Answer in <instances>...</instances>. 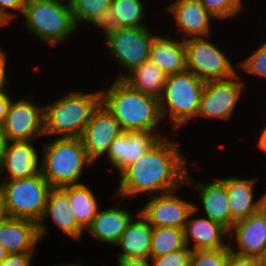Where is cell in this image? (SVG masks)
<instances>
[{
	"label": "cell",
	"mask_w": 266,
	"mask_h": 266,
	"mask_svg": "<svg viewBox=\"0 0 266 266\" xmlns=\"http://www.w3.org/2000/svg\"><path fill=\"white\" fill-rule=\"evenodd\" d=\"M31 141H8L0 168V180L27 178L41 169V147ZM40 150V151H39Z\"/></svg>",
	"instance_id": "cell-18"
},
{
	"label": "cell",
	"mask_w": 266,
	"mask_h": 266,
	"mask_svg": "<svg viewBox=\"0 0 266 266\" xmlns=\"http://www.w3.org/2000/svg\"><path fill=\"white\" fill-rule=\"evenodd\" d=\"M213 35L184 40L187 70L204 82L226 80L238 74V61L230 60L224 49L213 42ZM212 37V38H211ZM212 39V41H211ZM237 62V63H236Z\"/></svg>",
	"instance_id": "cell-9"
},
{
	"label": "cell",
	"mask_w": 266,
	"mask_h": 266,
	"mask_svg": "<svg viewBox=\"0 0 266 266\" xmlns=\"http://www.w3.org/2000/svg\"><path fill=\"white\" fill-rule=\"evenodd\" d=\"M160 139L153 131H123L113 140L102 161H107V166L118 175L143 157Z\"/></svg>",
	"instance_id": "cell-15"
},
{
	"label": "cell",
	"mask_w": 266,
	"mask_h": 266,
	"mask_svg": "<svg viewBox=\"0 0 266 266\" xmlns=\"http://www.w3.org/2000/svg\"><path fill=\"white\" fill-rule=\"evenodd\" d=\"M146 4L148 2L145 0H112L109 15L103 28L150 26V22H145L149 16L152 17L148 14L147 10L150 8Z\"/></svg>",
	"instance_id": "cell-27"
},
{
	"label": "cell",
	"mask_w": 266,
	"mask_h": 266,
	"mask_svg": "<svg viewBox=\"0 0 266 266\" xmlns=\"http://www.w3.org/2000/svg\"><path fill=\"white\" fill-rule=\"evenodd\" d=\"M262 263H263V266H266V253H265L264 257L262 258Z\"/></svg>",
	"instance_id": "cell-47"
},
{
	"label": "cell",
	"mask_w": 266,
	"mask_h": 266,
	"mask_svg": "<svg viewBox=\"0 0 266 266\" xmlns=\"http://www.w3.org/2000/svg\"><path fill=\"white\" fill-rule=\"evenodd\" d=\"M27 0H0V21L8 28L21 16Z\"/></svg>",
	"instance_id": "cell-35"
},
{
	"label": "cell",
	"mask_w": 266,
	"mask_h": 266,
	"mask_svg": "<svg viewBox=\"0 0 266 266\" xmlns=\"http://www.w3.org/2000/svg\"><path fill=\"white\" fill-rule=\"evenodd\" d=\"M219 177L225 185L231 210L232 227L234 223L244 220L257 212L259 196L256 198V187L258 178H243L239 174H231Z\"/></svg>",
	"instance_id": "cell-22"
},
{
	"label": "cell",
	"mask_w": 266,
	"mask_h": 266,
	"mask_svg": "<svg viewBox=\"0 0 266 266\" xmlns=\"http://www.w3.org/2000/svg\"><path fill=\"white\" fill-rule=\"evenodd\" d=\"M264 123V126H263V129L260 128V133L258 134V138L257 139V142H255V145L258 147L256 149H260V153H261V150L262 152L265 153V156H266V122H263Z\"/></svg>",
	"instance_id": "cell-41"
},
{
	"label": "cell",
	"mask_w": 266,
	"mask_h": 266,
	"mask_svg": "<svg viewBox=\"0 0 266 266\" xmlns=\"http://www.w3.org/2000/svg\"><path fill=\"white\" fill-rule=\"evenodd\" d=\"M170 4V5H169ZM163 13H158L162 16L169 15L171 18L169 22H174L175 27L172 36H177L182 40L193 37H207L213 35L211 32L215 29L212 28L215 18L205 9L199 0H173ZM166 11V12H165ZM214 20V21H213ZM177 33V34H176Z\"/></svg>",
	"instance_id": "cell-12"
},
{
	"label": "cell",
	"mask_w": 266,
	"mask_h": 266,
	"mask_svg": "<svg viewBox=\"0 0 266 266\" xmlns=\"http://www.w3.org/2000/svg\"><path fill=\"white\" fill-rule=\"evenodd\" d=\"M7 138L5 136V133L2 129V127H0V168L3 162V158H4V153L6 150V146H7Z\"/></svg>",
	"instance_id": "cell-43"
},
{
	"label": "cell",
	"mask_w": 266,
	"mask_h": 266,
	"mask_svg": "<svg viewBox=\"0 0 266 266\" xmlns=\"http://www.w3.org/2000/svg\"><path fill=\"white\" fill-rule=\"evenodd\" d=\"M205 9L219 22L241 18L248 9L244 0H199Z\"/></svg>",
	"instance_id": "cell-31"
},
{
	"label": "cell",
	"mask_w": 266,
	"mask_h": 266,
	"mask_svg": "<svg viewBox=\"0 0 266 266\" xmlns=\"http://www.w3.org/2000/svg\"><path fill=\"white\" fill-rule=\"evenodd\" d=\"M231 251L262 259L266 253L265 220L256 212L244 220L234 223L229 231Z\"/></svg>",
	"instance_id": "cell-19"
},
{
	"label": "cell",
	"mask_w": 266,
	"mask_h": 266,
	"mask_svg": "<svg viewBox=\"0 0 266 266\" xmlns=\"http://www.w3.org/2000/svg\"><path fill=\"white\" fill-rule=\"evenodd\" d=\"M169 32L171 30L164 32V28L163 32L160 31L153 39L149 53V60L155 63L167 76L187 70L184 40L177 36L172 37Z\"/></svg>",
	"instance_id": "cell-24"
},
{
	"label": "cell",
	"mask_w": 266,
	"mask_h": 266,
	"mask_svg": "<svg viewBox=\"0 0 266 266\" xmlns=\"http://www.w3.org/2000/svg\"><path fill=\"white\" fill-rule=\"evenodd\" d=\"M178 134L173 132L161 138L143 157L123 169L115 177L118 183L112 199L121 203L127 200L123 202L127 206L131 198L151 197L185 187L191 163L184 153L186 149L181 148L182 141L173 137Z\"/></svg>",
	"instance_id": "cell-1"
},
{
	"label": "cell",
	"mask_w": 266,
	"mask_h": 266,
	"mask_svg": "<svg viewBox=\"0 0 266 266\" xmlns=\"http://www.w3.org/2000/svg\"><path fill=\"white\" fill-rule=\"evenodd\" d=\"M49 139L39 145L43 177L52 187L84 183V172L97 165L89 159L81 137Z\"/></svg>",
	"instance_id": "cell-5"
},
{
	"label": "cell",
	"mask_w": 266,
	"mask_h": 266,
	"mask_svg": "<svg viewBox=\"0 0 266 266\" xmlns=\"http://www.w3.org/2000/svg\"><path fill=\"white\" fill-rule=\"evenodd\" d=\"M183 230L186 246L192 251L217 249L229 245V231L218 222L202 217L194 209L189 213Z\"/></svg>",
	"instance_id": "cell-20"
},
{
	"label": "cell",
	"mask_w": 266,
	"mask_h": 266,
	"mask_svg": "<svg viewBox=\"0 0 266 266\" xmlns=\"http://www.w3.org/2000/svg\"><path fill=\"white\" fill-rule=\"evenodd\" d=\"M226 266H263L262 259L230 252Z\"/></svg>",
	"instance_id": "cell-37"
},
{
	"label": "cell",
	"mask_w": 266,
	"mask_h": 266,
	"mask_svg": "<svg viewBox=\"0 0 266 266\" xmlns=\"http://www.w3.org/2000/svg\"><path fill=\"white\" fill-rule=\"evenodd\" d=\"M8 89L9 87L0 89V127L3 126L10 102L12 101L13 97H15V94L11 96L12 93L10 92V89Z\"/></svg>",
	"instance_id": "cell-39"
},
{
	"label": "cell",
	"mask_w": 266,
	"mask_h": 266,
	"mask_svg": "<svg viewBox=\"0 0 266 266\" xmlns=\"http://www.w3.org/2000/svg\"><path fill=\"white\" fill-rule=\"evenodd\" d=\"M122 80L142 93L160 98L167 80V75L150 60L132 69Z\"/></svg>",
	"instance_id": "cell-28"
},
{
	"label": "cell",
	"mask_w": 266,
	"mask_h": 266,
	"mask_svg": "<svg viewBox=\"0 0 266 266\" xmlns=\"http://www.w3.org/2000/svg\"><path fill=\"white\" fill-rule=\"evenodd\" d=\"M116 264V266H151L150 259L138 257L116 259Z\"/></svg>",
	"instance_id": "cell-40"
},
{
	"label": "cell",
	"mask_w": 266,
	"mask_h": 266,
	"mask_svg": "<svg viewBox=\"0 0 266 266\" xmlns=\"http://www.w3.org/2000/svg\"><path fill=\"white\" fill-rule=\"evenodd\" d=\"M52 188L41 171L27 178L0 180L8 217L25 218L38 223Z\"/></svg>",
	"instance_id": "cell-8"
},
{
	"label": "cell",
	"mask_w": 266,
	"mask_h": 266,
	"mask_svg": "<svg viewBox=\"0 0 266 266\" xmlns=\"http://www.w3.org/2000/svg\"><path fill=\"white\" fill-rule=\"evenodd\" d=\"M39 242L38 225L33 220L7 217L0 223V243L9 254L37 253Z\"/></svg>",
	"instance_id": "cell-23"
},
{
	"label": "cell",
	"mask_w": 266,
	"mask_h": 266,
	"mask_svg": "<svg viewBox=\"0 0 266 266\" xmlns=\"http://www.w3.org/2000/svg\"><path fill=\"white\" fill-rule=\"evenodd\" d=\"M7 217H8V214H7V211H6L4 199H3L2 193L0 191V223L3 220H5Z\"/></svg>",
	"instance_id": "cell-44"
},
{
	"label": "cell",
	"mask_w": 266,
	"mask_h": 266,
	"mask_svg": "<svg viewBox=\"0 0 266 266\" xmlns=\"http://www.w3.org/2000/svg\"><path fill=\"white\" fill-rule=\"evenodd\" d=\"M50 220L64 237L73 239L75 243L85 236V230L78 224L70 209L68 194L61 187L50 190L43 216L37 223L41 242L50 235Z\"/></svg>",
	"instance_id": "cell-16"
},
{
	"label": "cell",
	"mask_w": 266,
	"mask_h": 266,
	"mask_svg": "<svg viewBox=\"0 0 266 266\" xmlns=\"http://www.w3.org/2000/svg\"><path fill=\"white\" fill-rule=\"evenodd\" d=\"M19 17L24 30L51 48L80 34L69 0H27Z\"/></svg>",
	"instance_id": "cell-4"
},
{
	"label": "cell",
	"mask_w": 266,
	"mask_h": 266,
	"mask_svg": "<svg viewBox=\"0 0 266 266\" xmlns=\"http://www.w3.org/2000/svg\"><path fill=\"white\" fill-rule=\"evenodd\" d=\"M204 86L205 82L188 70L167 76L159 106L164 124H170V132L177 133L189 122L197 121Z\"/></svg>",
	"instance_id": "cell-6"
},
{
	"label": "cell",
	"mask_w": 266,
	"mask_h": 266,
	"mask_svg": "<svg viewBox=\"0 0 266 266\" xmlns=\"http://www.w3.org/2000/svg\"><path fill=\"white\" fill-rule=\"evenodd\" d=\"M242 74L226 80L208 81L201 95L198 120L230 121L234 118L235 111L239 110L242 96L246 95V79ZM245 89V90H244ZM245 93V94H244Z\"/></svg>",
	"instance_id": "cell-10"
},
{
	"label": "cell",
	"mask_w": 266,
	"mask_h": 266,
	"mask_svg": "<svg viewBox=\"0 0 266 266\" xmlns=\"http://www.w3.org/2000/svg\"><path fill=\"white\" fill-rule=\"evenodd\" d=\"M119 203L118 201L111 207H106L107 209L100 208L91 224L85 229L84 234L91 235L97 240V243L114 246L132 218L139 212L137 209L135 213H132V211H129L130 209L120 206Z\"/></svg>",
	"instance_id": "cell-21"
},
{
	"label": "cell",
	"mask_w": 266,
	"mask_h": 266,
	"mask_svg": "<svg viewBox=\"0 0 266 266\" xmlns=\"http://www.w3.org/2000/svg\"><path fill=\"white\" fill-rule=\"evenodd\" d=\"M8 254L9 253L6 251V249L0 243V263L7 257Z\"/></svg>",
	"instance_id": "cell-46"
},
{
	"label": "cell",
	"mask_w": 266,
	"mask_h": 266,
	"mask_svg": "<svg viewBox=\"0 0 266 266\" xmlns=\"http://www.w3.org/2000/svg\"><path fill=\"white\" fill-rule=\"evenodd\" d=\"M188 248L184 239V230L176 227H153L150 257H159Z\"/></svg>",
	"instance_id": "cell-30"
},
{
	"label": "cell",
	"mask_w": 266,
	"mask_h": 266,
	"mask_svg": "<svg viewBox=\"0 0 266 266\" xmlns=\"http://www.w3.org/2000/svg\"><path fill=\"white\" fill-rule=\"evenodd\" d=\"M35 253H11L0 263V266H34Z\"/></svg>",
	"instance_id": "cell-36"
},
{
	"label": "cell",
	"mask_w": 266,
	"mask_h": 266,
	"mask_svg": "<svg viewBox=\"0 0 266 266\" xmlns=\"http://www.w3.org/2000/svg\"><path fill=\"white\" fill-rule=\"evenodd\" d=\"M4 27L7 28V27H6V26L0 21V31H1V29L4 28Z\"/></svg>",
	"instance_id": "cell-48"
},
{
	"label": "cell",
	"mask_w": 266,
	"mask_h": 266,
	"mask_svg": "<svg viewBox=\"0 0 266 266\" xmlns=\"http://www.w3.org/2000/svg\"><path fill=\"white\" fill-rule=\"evenodd\" d=\"M123 130L114 116L100 104L93 112L81 139L89 159L96 165L101 163L113 140ZM100 160V162H99Z\"/></svg>",
	"instance_id": "cell-17"
},
{
	"label": "cell",
	"mask_w": 266,
	"mask_h": 266,
	"mask_svg": "<svg viewBox=\"0 0 266 266\" xmlns=\"http://www.w3.org/2000/svg\"><path fill=\"white\" fill-rule=\"evenodd\" d=\"M150 25L142 27L102 28L103 47L107 49L109 59L116 63L119 72L114 79H122L135 67L149 60L153 39L162 31ZM102 33V34H101ZM123 69V70H122ZM122 70V71H121Z\"/></svg>",
	"instance_id": "cell-7"
},
{
	"label": "cell",
	"mask_w": 266,
	"mask_h": 266,
	"mask_svg": "<svg viewBox=\"0 0 266 266\" xmlns=\"http://www.w3.org/2000/svg\"><path fill=\"white\" fill-rule=\"evenodd\" d=\"M77 28L102 29L107 21L112 0H69ZM88 23V24H87ZM85 24L89 25L88 27ZM84 25V27H81Z\"/></svg>",
	"instance_id": "cell-29"
},
{
	"label": "cell",
	"mask_w": 266,
	"mask_h": 266,
	"mask_svg": "<svg viewBox=\"0 0 266 266\" xmlns=\"http://www.w3.org/2000/svg\"><path fill=\"white\" fill-rule=\"evenodd\" d=\"M33 95L29 93L21 98L15 95L10 102L2 126L8 141L46 139L44 133V104H40L38 100L36 101Z\"/></svg>",
	"instance_id": "cell-11"
},
{
	"label": "cell",
	"mask_w": 266,
	"mask_h": 266,
	"mask_svg": "<svg viewBox=\"0 0 266 266\" xmlns=\"http://www.w3.org/2000/svg\"><path fill=\"white\" fill-rule=\"evenodd\" d=\"M90 187V188H89ZM67 194L70 209L78 224L85 230L100 209V199L87 183L66 185L61 187Z\"/></svg>",
	"instance_id": "cell-26"
},
{
	"label": "cell",
	"mask_w": 266,
	"mask_h": 266,
	"mask_svg": "<svg viewBox=\"0 0 266 266\" xmlns=\"http://www.w3.org/2000/svg\"><path fill=\"white\" fill-rule=\"evenodd\" d=\"M110 79L108 87L100 85L101 104L119 122L123 131L147 130L161 138L169 136L168 127L161 117L158 98L134 89L122 79Z\"/></svg>",
	"instance_id": "cell-2"
},
{
	"label": "cell",
	"mask_w": 266,
	"mask_h": 266,
	"mask_svg": "<svg viewBox=\"0 0 266 266\" xmlns=\"http://www.w3.org/2000/svg\"><path fill=\"white\" fill-rule=\"evenodd\" d=\"M58 264H54V266H80L82 263H83V261H81V260H78V261H76V262H68V263H66V261H65V263L64 262H61L60 264H59V262H57Z\"/></svg>",
	"instance_id": "cell-45"
},
{
	"label": "cell",
	"mask_w": 266,
	"mask_h": 266,
	"mask_svg": "<svg viewBox=\"0 0 266 266\" xmlns=\"http://www.w3.org/2000/svg\"><path fill=\"white\" fill-rule=\"evenodd\" d=\"M257 46L254 50L251 48L250 54L238 61V69L241 70L239 74L243 71L244 74L260 78L259 80L263 78L264 81L266 80V40Z\"/></svg>",
	"instance_id": "cell-32"
},
{
	"label": "cell",
	"mask_w": 266,
	"mask_h": 266,
	"mask_svg": "<svg viewBox=\"0 0 266 266\" xmlns=\"http://www.w3.org/2000/svg\"><path fill=\"white\" fill-rule=\"evenodd\" d=\"M257 212L265 220V226H266V191L265 190H264V193L260 194L259 196Z\"/></svg>",
	"instance_id": "cell-42"
},
{
	"label": "cell",
	"mask_w": 266,
	"mask_h": 266,
	"mask_svg": "<svg viewBox=\"0 0 266 266\" xmlns=\"http://www.w3.org/2000/svg\"><path fill=\"white\" fill-rule=\"evenodd\" d=\"M190 168L192 167H189L186 174L185 187H188V189L189 187L193 189L195 187L197 192L195 194L197 197L199 196L197 200L200 202H195L193 204V209L196 210L198 214L218 222L230 231L232 228V217L225 185L217 176L212 177V180L194 181Z\"/></svg>",
	"instance_id": "cell-13"
},
{
	"label": "cell",
	"mask_w": 266,
	"mask_h": 266,
	"mask_svg": "<svg viewBox=\"0 0 266 266\" xmlns=\"http://www.w3.org/2000/svg\"><path fill=\"white\" fill-rule=\"evenodd\" d=\"M67 90L58 98L44 105L45 138L81 137L93 112L101 104L98 89Z\"/></svg>",
	"instance_id": "cell-3"
},
{
	"label": "cell",
	"mask_w": 266,
	"mask_h": 266,
	"mask_svg": "<svg viewBox=\"0 0 266 266\" xmlns=\"http://www.w3.org/2000/svg\"><path fill=\"white\" fill-rule=\"evenodd\" d=\"M7 53L9 52L3 49L0 45V89L10 87L12 85L10 81H13V79L10 78L12 75L10 76L7 71L9 67L8 61H10L8 60L9 56Z\"/></svg>",
	"instance_id": "cell-38"
},
{
	"label": "cell",
	"mask_w": 266,
	"mask_h": 266,
	"mask_svg": "<svg viewBox=\"0 0 266 266\" xmlns=\"http://www.w3.org/2000/svg\"><path fill=\"white\" fill-rule=\"evenodd\" d=\"M230 245L217 249H198L191 253L189 266H226Z\"/></svg>",
	"instance_id": "cell-33"
},
{
	"label": "cell",
	"mask_w": 266,
	"mask_h": 266,
	"mask_svg": "<svg viewBox=\"0 0 266 266\" xmlns=\"http://www.w3.org/2000/svg\"><path fill=\"white\" fill-rule=\"evenodd\" d=\"M153 226L138 212L128 224L117 243L113 246L120 249L116 259L150 258Z\"/></svg>",
	"instance_id": "cell-25"
},
{
	"label": "cell",
	"mask_w": 266,
	"mask_h": 266,
	"mask_svg": "<svg viewBox=\"0 0 266 266\" xmlns=\"http://www.w3.org/2000/svg\"><path fill=\"white\" fill-rule=\"evenodd\" d=\"M178 189L159 195L141 198L146 201L140 205L139 213L153 227H176L183 229L194 202L179 196Z\"/></svg>",
	"instance_id": "cell-14"
},
{
	"label": "cell",
	"mask_w": 266,
	"mask_h": 266,
	"mask_svg": "<svg viewBox=\"0 0 266 266\" xmlns=\"http://www.w3.org/2000/svg\"><path fill=\"white\" fill-rule=\"evenodd\" d=\"M192 250L182 248L159 257H150L151 266H189Z\"/></svg>",
	"instance_id": "cell-34"
}]
</instances>
